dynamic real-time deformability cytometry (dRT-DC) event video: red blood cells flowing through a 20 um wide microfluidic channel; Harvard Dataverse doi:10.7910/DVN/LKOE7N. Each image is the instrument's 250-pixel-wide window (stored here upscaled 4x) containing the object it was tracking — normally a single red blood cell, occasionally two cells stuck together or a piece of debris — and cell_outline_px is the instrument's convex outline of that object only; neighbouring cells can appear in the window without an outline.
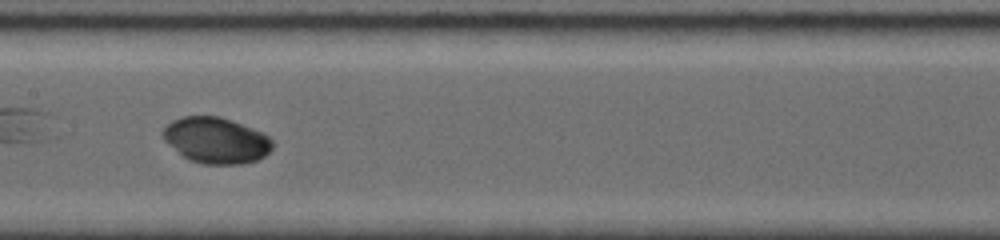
{"species": "common noctule bat (a hibernating species)", "species_latin": "Nyctalus noctula", "temperature_condition": "room temperature", "stored_images_in_passage": 29, "camera_frame_rate_fps": 5000, "um_per_image_px": 0.085, "animal": {"sex": "female", "body_mass_g": 19.0, "forearm_length_mm": 56.7}, "frame": {"image": 1, "passage_image": 21, "time_ms": 7.4, "image_size_px": [1000, 240], "cell_outline_px": [[272, 148], [264, 156], [256, 160], [240, 164], [204, 164], [192, 160], [184, 156], [168, 144], [164, 140], [160, 132], [172, 120], [184, 116], [220, 116], [232, 120], [264, 132], [272, 140]], "centroid_in_image_um": [18.37, 11.91], "position_along_channel_um": 189.0, "area_um2": 29.3}}